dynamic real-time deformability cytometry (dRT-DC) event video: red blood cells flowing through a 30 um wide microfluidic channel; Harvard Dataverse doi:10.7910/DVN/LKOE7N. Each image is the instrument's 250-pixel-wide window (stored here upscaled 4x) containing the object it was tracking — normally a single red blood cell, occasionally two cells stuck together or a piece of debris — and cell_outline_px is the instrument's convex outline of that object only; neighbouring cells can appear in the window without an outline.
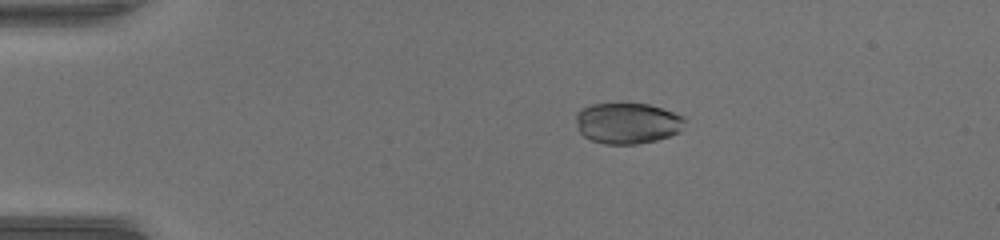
{"species": "common noctule bat (a hibernating species)", "species_latin": "Nyctalus noctula", "temperature_condition": "warm", "stored_images_in_passage": 50, "camera_frame_rate_fps": 3000, "um_per_image_px": 0.085, "animal": {"sex": "female", "body_mass_g": 17.0, "forearm_length_mm": 48.0}, "frame": {"image": 1, "passage_image": 10, "time_ms": 3.0, "image_size_px": [1000, 240], "cell_outline_px": [[684, 120], [680, 132], [656, 140], [636, 144], [604, 144], [592, 140], [584, 136], [580, 132], [576, 120], [576, 112], [580, 108], [592, 104], [648, 104], [684, 116]], "centroid_in_image_um": [53.3, 10.47], "position_along_channel_um": 31.7, "area_um2": 25.78}}
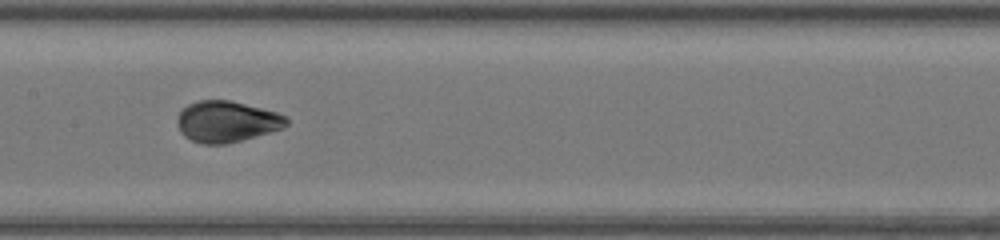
{"frame": {"image": 2, "passage_image": 26, "time_ms": 8.333, "image_size_px": [1000, 240], "cell_outline_px": [[288, 124], [284, 128], [240, 140], [224, 144], [204, 144], [192, 140], [184, 136], [180, 132], [180, 112], [188, 104], [196, 100], [228, 100], [276, 112], [284, 116], [288, 120]], "centroid_in_image_um": [19.28, 10.33], "position_along_channel_um": 188.1, "area_um2": 25.61}}
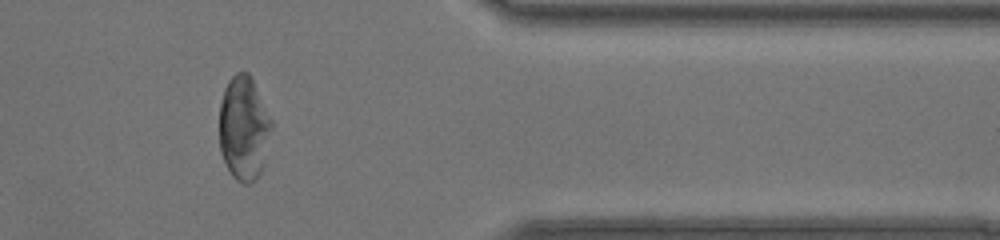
{"frame": {"image": 3, "passage_image": 42, "time_ms": 13.667, "image_size_px": [1000, 240], "cell_outline_px": [[272, 128], [260, 172], [248, 184], [244, 184], [236, 180], [232, 176], [220, 152], [220, 104], [224, 88], [228, 80], [236, 72], [248, 72], [252, 76], [272, 120]], "centroid_in_image_um": [20.72, 10.84], "position_along_channel_um": 390.7, "area_um2": 31.5}, "authors_computed_cell_mechanics": {"area_um2": 26.877, "velocity_mm_per_s": 4.1227, "shape_relaxation_time_tau1_ms": 6.1266, "shape_relaxation_time_tau2_ms": null, "deformation_change_tau1": 0.2096, "deformation_change_tau2": null}}